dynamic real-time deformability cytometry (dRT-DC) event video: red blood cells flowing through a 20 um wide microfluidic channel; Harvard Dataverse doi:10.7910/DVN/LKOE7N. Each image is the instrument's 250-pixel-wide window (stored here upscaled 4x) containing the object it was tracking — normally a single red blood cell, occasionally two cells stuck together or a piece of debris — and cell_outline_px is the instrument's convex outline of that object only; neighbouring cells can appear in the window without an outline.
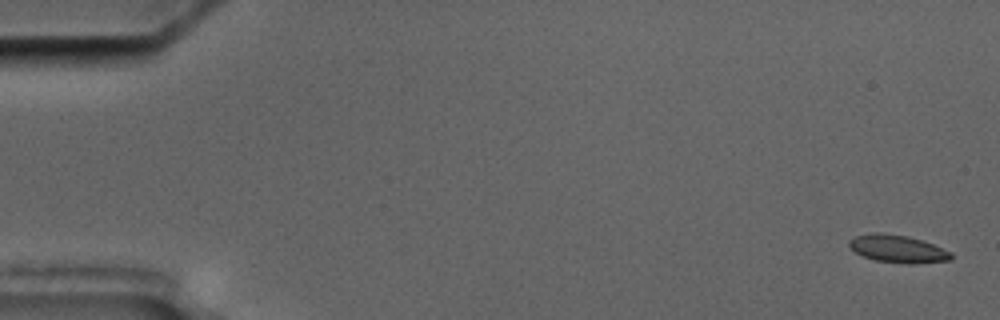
{"species": "common noctule bat (a hibernating species)", "species_latin": "Nyctalus noctula", "temperature_condition": "cold", "stored_images_in_passage": 6, "camera_frame_rate_fps": 3000, "um_per_image_px": 0.085, "animal": {"sex": "male", "body_mass_g": 17.5, "forearm_length_mm": 52.3}, "frame": {"image": 1, "passage_image": 1, "time_ms": 0.0, "image_size_px": [1000, 320], "cell_outline_px": [[952, 260], [916, 264], [912, 264], [876, 260], [864, 256], [856, 252], [848, 244], [848, 240], [856, 236], [872, 232], [880, 232], [908, 236], [932, 244], [952, 252]], "centroid_in_image_um": [76.32, 21.15], "position_along_channel_um": 8.7, "area_um2": 16.3}}
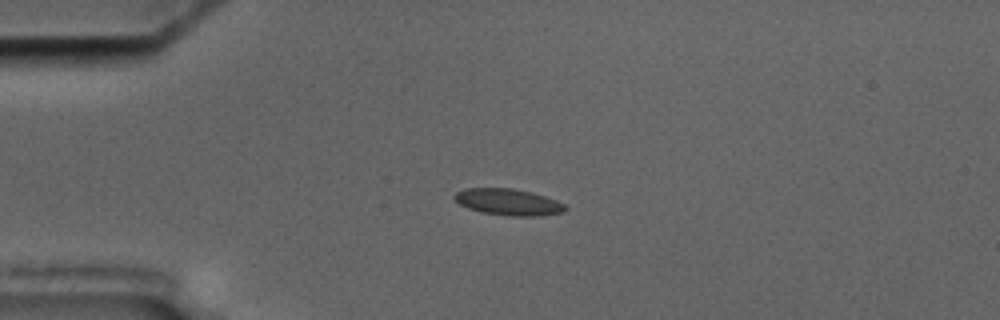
{"frame": {"image": 2, "passage_image": 4, "time_ms": 4.333, "image_size_px": [1000, 320], "cell_outline_px": [[568, 208], [564, 212], [540, 216], [512, 216], [484, 212], [468, 208], [460, 204], [452, 196], [456, 192], [464, 188], [512, 188], [532, 192], [556, 200], [564, 204]], "centroid_in_image_um": [43.22, 17.17], "position_along_channel_um": 41.8, "area_um2": 17.05}}